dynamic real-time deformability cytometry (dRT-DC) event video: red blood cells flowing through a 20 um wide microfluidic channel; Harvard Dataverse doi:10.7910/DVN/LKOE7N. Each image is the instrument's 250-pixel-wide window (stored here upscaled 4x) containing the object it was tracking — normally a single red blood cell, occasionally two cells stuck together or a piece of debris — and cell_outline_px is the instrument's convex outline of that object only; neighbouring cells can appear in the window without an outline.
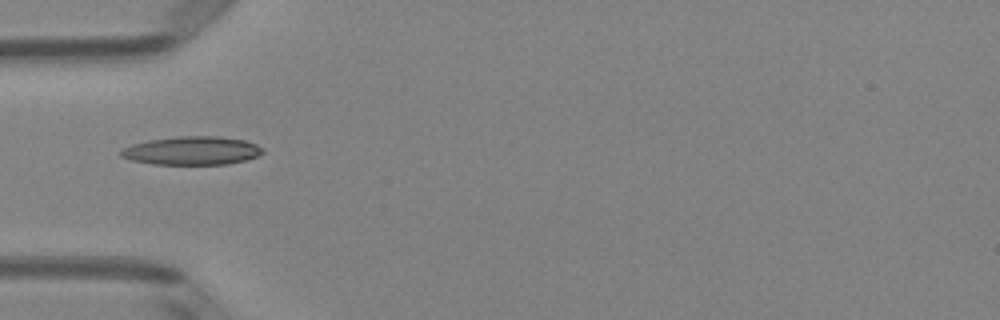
{"species": "Egyptian fruit bat (a non-hibernating species)", "species_latin": "Rousettus aegyptiacus", "temperature_condition": "room temperature", "stored_images_in_passage": 6, "camera_frame_rate_fps": 3000, "um_per_image_px": 0.085, "animal": {"sex": "female"}, "frame": {"image": 1, "passage_image": 5, "time_ms": 1.333, "image_size_px": [1000, 320], "cell_outline_px": [[264, 152], [260, 156], [228, 164], [152, 164], [132, 160], [120, 156], [120, 152], [124, 148], [132, 144], [148, 140], [176, 136], [216, 136], [244, 140], [256, 144], [264, 148]], "centroid_in_image_um": [16.34, 12.8], "position_along_channel_um": 68.7, "area_um2": 23.52}}
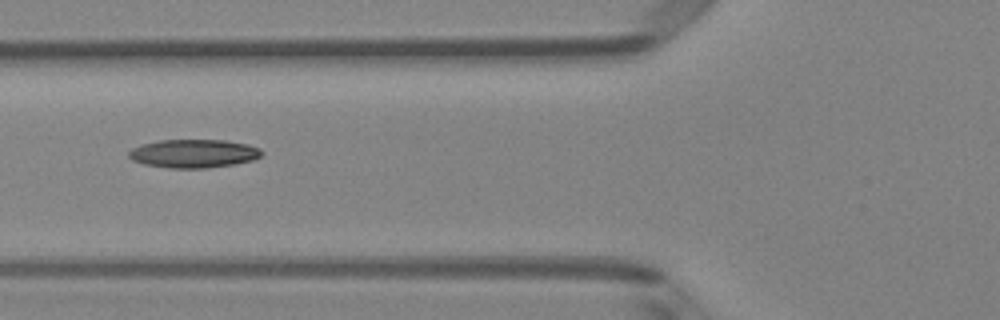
{"frame": {"image": 2, "passage_image": 6, "time_ms": 1.667, "image_size_px": [1000, 320], "cell_outline_px": [[264, 152], [260, 156], [252, 160], [236, 164], [204, 168], [168, 168], [144, 164], [132, 160], [128, 156], [128, 152], [132, 148], [144, 144], [160, 140], [224, 140], [248, 144], [260, 148]], "centroid_in_image_um": [16.47, 13.05], "position_along_channel_um": 109.3, "area_um2": 22.02}}